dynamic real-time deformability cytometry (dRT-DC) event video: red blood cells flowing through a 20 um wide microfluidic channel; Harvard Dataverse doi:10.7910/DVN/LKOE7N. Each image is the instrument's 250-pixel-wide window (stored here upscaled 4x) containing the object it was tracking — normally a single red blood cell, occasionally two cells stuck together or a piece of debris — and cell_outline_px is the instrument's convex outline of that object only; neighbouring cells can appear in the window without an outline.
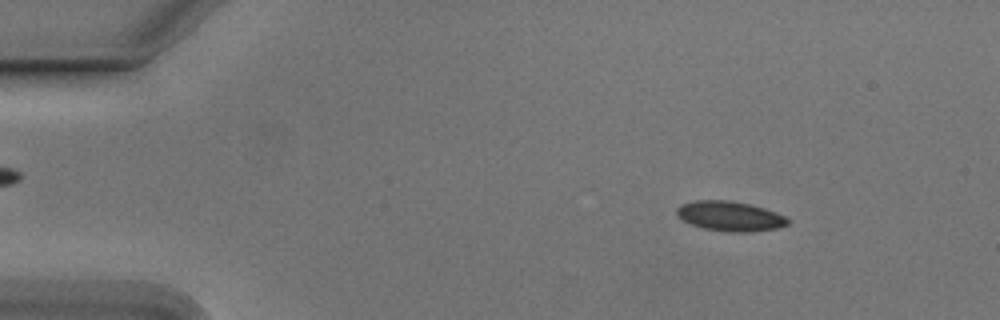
{"species": "Egyptian fruit bat (a non-hibernating species)", "species_latin": "Rousettus aegyptiacus", "temperature_condition": "cold", "stored_images_in_passage": 54, "camera_frame_rate_fps": 3000, "um_per_image_px": 0.085, "animal": {"sex": "male"}, "frame": {"image": 1, "passage_image": 7, "time_ms": 2.0, "image_size_px": [1000, 320], "cell_outline_px": [[792, 220], [788, 224], [776, 228], [752, 232], [724, 232], [704, 228], [692, 224], [684, 220], [676, 212], [676, 208], [680, 204], [692, 200], [728, 200], [752, 204], [776, 212]], "centroid_in_image_um": [62.07, 18.36], "position_along_channel_um": 22.9, "area_um2": 19.42}}
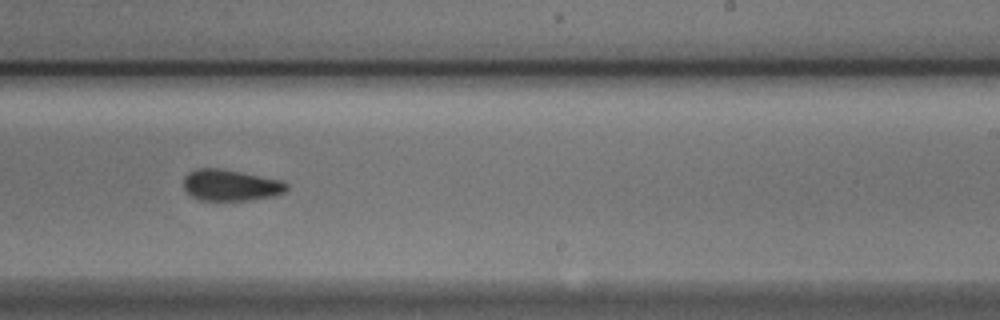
{"frame": {"image": 2, "passage_image": 33, "time_ms": 10.667, "image_size_px": [1000, 320], "cell_outline_px": [[288, 188], [284, 192], [272, 196], [252, 200], [200, 200], [192, 196], [184, 188], [184, 176], [188, 172], [196, 168], [220, 168], [284, 180], [288, 184]], "centroid_in_image_um": [19.62, 15.73], "position_along_channel_um": 269.4, "area_um2": 18.9}}
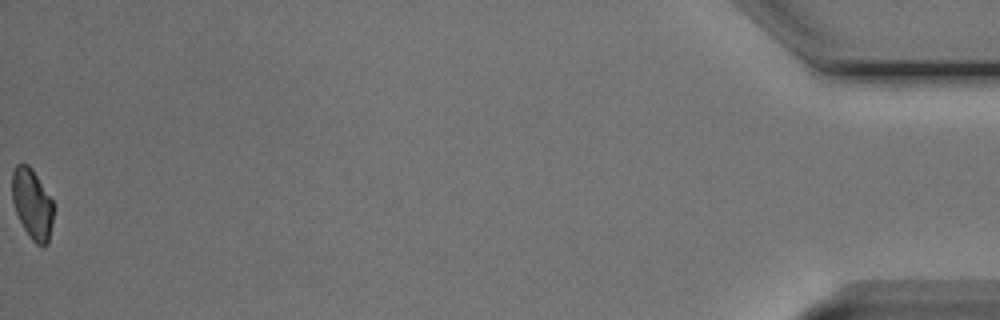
{"frame": {"image": 3, "passage_image": 54, "time_ms": 17.667, "image_size_px": [1000, 320], "cell_outline_px": [[56, 208], [48, 244], [44, 248], [36, 244], [32, 240], [24, 228], [16, 212], [12, 200], [12, 172], [16, 164], [28, 164], [32, 168], [52, 200]], "centroid_in_image_um": [2.77, 17.36], "position_along_channel_um": 432.4, "area_um2": 17.22}, "authors_computed_cell_mechanics": {"area_um2": 19.1029, "velocity_mm_per_s": 3.7833, "shape_relaxation_time_tau1_ms": 8.5059, "shape_relaxation_time_tau2_ms": 2.9104, "deformation_change_tau1": 0.136, "deformation_change_tau2": 0.0777}}